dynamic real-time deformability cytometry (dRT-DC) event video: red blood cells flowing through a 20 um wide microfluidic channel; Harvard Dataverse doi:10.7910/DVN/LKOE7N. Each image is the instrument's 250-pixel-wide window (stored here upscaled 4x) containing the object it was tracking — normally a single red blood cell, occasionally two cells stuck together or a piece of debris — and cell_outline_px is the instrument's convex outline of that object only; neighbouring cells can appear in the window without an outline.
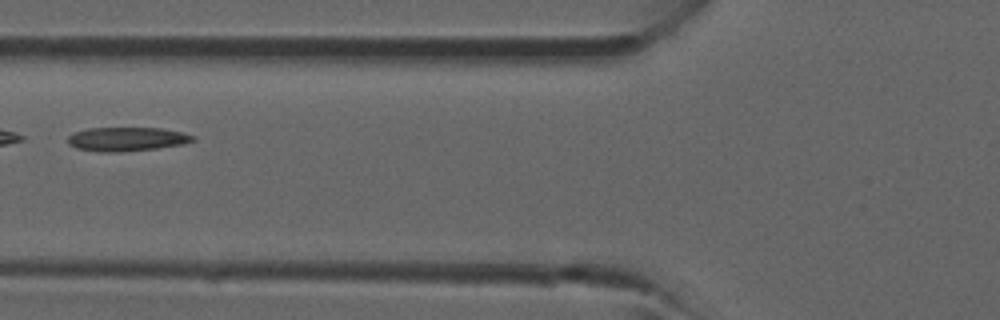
{"species": "common noctule bat (a hibernating species)", "species_latin": "Nyctalus noctula", "temperature_condition": "room temperature", "stored_images_in_passage": 29, "camera_frame_rate_fps": 3000, "um_per_image_px": 0.085, "animal": {"sex": "male", "forearm_length_mm": 52.5}, "frame": {"image": 1, "passage_image": 5, "time_ms": 1.333, "image_size_px": [1000, 320], "cell_outline_px": [[196, 140], [184, 144], [156, 148], [120, 152], [100, 152], [76, 148], [68, 144], [68, 136], [76, 132], [88, 128], [160, 128], [180, 132], [196, 136]], "centroid_in_image_um": [10.79, 11.83], "position_along_channel_um": 115.0, "area_um2": 17.4}}